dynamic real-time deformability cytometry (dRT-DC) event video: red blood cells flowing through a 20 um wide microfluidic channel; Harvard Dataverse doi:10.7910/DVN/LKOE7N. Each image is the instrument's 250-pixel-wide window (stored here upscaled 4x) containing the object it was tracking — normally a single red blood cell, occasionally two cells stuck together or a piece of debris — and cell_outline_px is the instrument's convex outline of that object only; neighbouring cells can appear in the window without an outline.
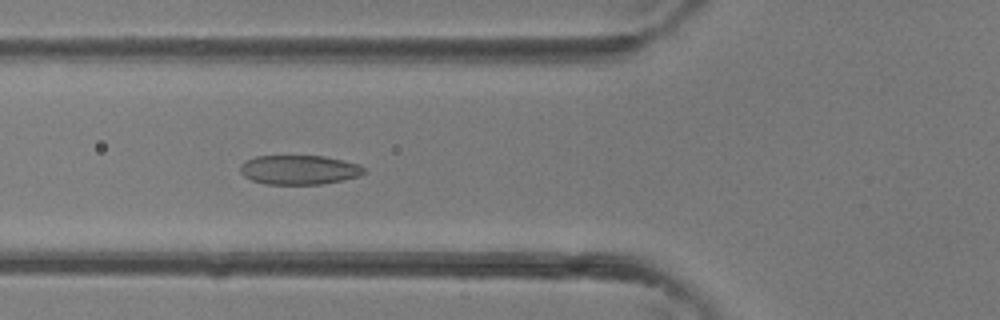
{"species": "common noctule bat (a hibernating species)", "species_latin": "Nyctalus noctula", "temperature_condition": "room temperature", "stored_images_in_passage": 38, "camera_frame_rate_fps": 3000, "um_per_image_px": 0.085, "animal": {"sex": "female"}, "frame": {"image": 1, "passage_image": 14, "time_ms": 4.333, "image_size_px": [1000, 320], "cell_outline_px": [[368, 172], [360, 176], [344, 180], [320, 184], [264, 184], [252, 180], [244, 176], [240, 172], [240, 164], [244, 160], [256, 156], [324, 156], [360, 164]], "centroid_in_image_um": [25.44, 14.43], "position_along_channel_um": 100.4, "area_um2": 21.39}}
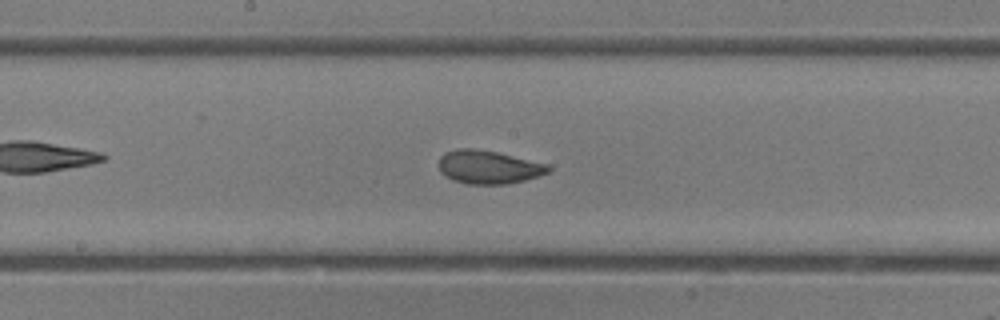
{"frame": {"image": 2, "passage_image": 20, "time_ms": 6.333, "image_size_px": [1000, 320], "cell_outline_px": [[552, 168], [548, 172], [524, 180], [504, 184], [468, 184], [452, 180], [444, 176], [440, 172], [440, 156], [444, 152], [460, 148], [472, 148], [496, 152], [548, 164]], "centroid_in_image_um": [41.49, 14.2], "position_along_channel_um": 206.7, "area_um2": 21.15}}
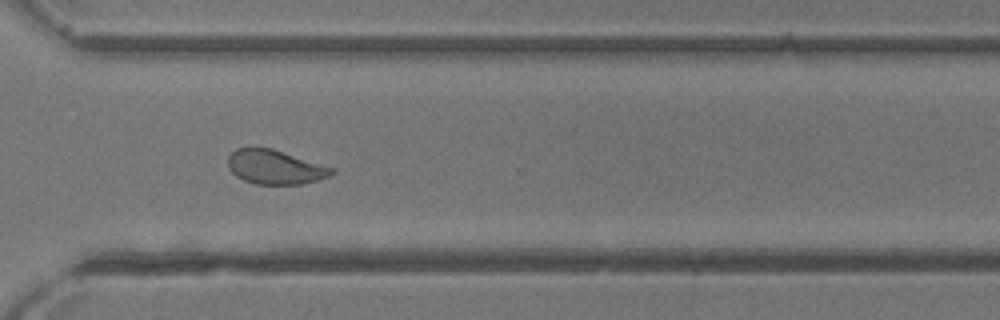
{"frame": {"image": 3, "passage_image": 28, "time_ms": 9.0, "image_size_px": [1000, 320], "cell_outline_px": [[336, 172], [328, 176], [316, 180], [300, 184], [256, 184], [244, 180], [236, 176], [228, 168], [228, 156], [236, 148], [272, 148], [336, 168]], "centroid_in_image_um": [23.39, 14.19], "position_along_channel_um": 347.2, "area_um2": 20.69}}